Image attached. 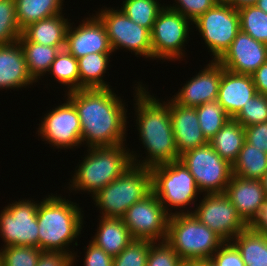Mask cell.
I'll return each mask as SVG.
<instances>
[{
	"label": "cell",
	"mask_w": 267,
	"mask_h": 266,
	"mask_svg": "<svg viewBox=\"0 0 267 266\" xmlns=\"http://www.w3.org/2000/svg\"><path fill=\"white\" fill-rule=\"evenodd\" d=\"M80 119L82 146H116L126 142L127 105L112 88L66 92Z\"/></svg>",
	"instance_id": "1"
},
{
	"label": "cell",
	"mask_w": 267,
	"mask_h": 266,
	"mask_svg": "<svg viewBox=\"0 0 267 266\" xmlns=\"http://www.w3.org/2000/svg\"><path fill=\"white\" fill-rule=\"evenodd\" d=\"M135 85L134 126H137L135 129L139 132V142L141 141L142 148L147 152L146 157L140 160L136 151L131 150L132 163L151 169L179 160L169 112V99L160 101V98L149 93L148 87H144L140 80Z\"/></svg>",
	"instance_id": "2"
},
{
	"label": "cell",
	"mask_w": 267,
	"mask_h": 266,
	"mask_svg": "<svg viewBox=\"0 0 267 266\" xmlns=\"http://www.w3.org/2000/svg\"><path fill=\"white\" fill-rule=\"evenodd\" d=\"M82 213L79 204L64 198L63 195L57 196V193H51L43 197L42 201H38L39 249L72 255L74 266L79 256L77 252L73 253L69 246L72 242H75V246L78 245L77 240L85 223Z\"/></svg>",
	"instance_id": "3"
},
{
	"label": "cell",
	"mask_w": 267,
	"mask_h": 266,
	"mask_svg": "<svg viewBox=\"0 0 267 266\" xmlns=\"http://www.w3.org/2000/svg\"><path fill=\"white\" fill-rule=\"evenodd\" d=\"M126 148L125 143L87 148L83 160H79L80 164L75 166L74 174L69 179L67 188L70 193L88 192L87 194L93 197L121 176L133 164L130 149Z\"/></svg>",
	"instance_id": "4"
},
{
	"label": "cell",
	"mask_w": 267,
	"mask_h": 266,
	"mask_svg": "<svg viewBox=\"0 0 267 266\" xmlns=\"http://www.w3.org/2000/svg\"><path fill=\"white\" fill-rule=\"evenodd\" d=\"M166 242L183 262H199L211 259L225 241L194 214L185 213L170 216Z\"/></svg>",
	"instance_id": "5"
},
{
	"label": "cell",
	"mask_w": 267,
	"mask_h": 266,
	"mask_svg": "<svg viewBox=\"0 0 267 266\" xmlns=\"http://www.w3.org/2000/svg\"><path fill=\"white\" fill-rule=\"evenodd\" d=\"M152 192L150 168L132 164L116 180L102 188L93 197L94 205L100 210L99 216L122 218L135 202Z\"/></svg>",
	"instance_id": "6"
},
{
	"label": "cell",
	"mask_w": 267,
	"mask_h": 266,
	"mask_svg": "<svg viewBox=\"0 0 267 266\" xmlns=\"http://www.w3.org/2000/svg\"><path fill=\"white\" fill-rule=\"evenodd\" d=\"M150 170L152 175V192L159 199L165 211L170 216L192 213L193 208L191 207H195L198 200L197 197L202 193L186 166L177 160L153 167ZM173 209L176 211H173Z\"/></svg>",
	"instance_id": "7"
},
{
	"label": "cell",
	"mask_w": 267,
	"mask_h": 266,
	"mask_svg": "<svg viewBox=\"0 0 267 266\" xmlns=\"http://www.w3.org/2000/svg\"><path fill=\"white\" fill-rule=\"evenodd\" d=\"M179 161L189 170L203 194L225 193L233 176L232 165L222 159L209 143L183 152Z\"/></svg>",
	"instance_id": "8"
},
{
	"label": "cell",
	"mask_w": 267,
	"mask_h": 266,
	"mask_svg": "<svg viewBox=\"0 0 267 266\" xmlns=\"http://www.w3.org/2000/svg\"><path fill=\"white\" fill-rule=\"evenodd\" d=\"M163 4L165 6L159 12L151 31L152 60L175 62L186 56L185 44L190 40V26L193 23Z\"/></svg>",
	"instance_id": "9"
},
{
	"label": "cell",
	"mask_w": 267,
	"mask_h": 266,
	"mask_svg": "<svg viewBox=\"0 0 267 266\" xmlns=\"http://www.w3.org/2000/svg\"><path fill=\"white\" fill-rule=\"evenodd\" d=\"M196 31L202 36L205 46L217 61L230 47L240 31L237 9L220 0L193 22Z\"/></svg>",
	"instance_id": "10"
},
{
	"label": "cell",
	"mask_w": 267,
	"mask_h": 266,
	"mask_svg": "<svg viewBox=\"0 0 267 266\" xmlns=\"http://www.w3.org/2000/svg\"><path fill=\"white\" fill-rule=\"evenodd\" d=\"M95 15L104 24L112 51L126 49L137 57L152 60L151 31L142 27L123 13L121 9L104 7Z\"/></svg>",
	"instance_id": "11"
},
{
	"label": "cell",
	"mask_w": 267,
	"mask_h": 266,
	"mask_svg": "<svg viewBox=\"0 0 267 266\" xmlns=\"http://www.w3.org/2000/svg\"><path fill=\"white\" fill-rule=\"evenodd\" d=\"M0 212V238L7 246L39 248L38 201L23 199L9 203Z\"/></svg>",
	"instance_id": "12"
},
{
	"label": "cell",
	"mask_w": 267,
	"mask_h": 266,
	"mask_svg": "<svg viewBox=\"0 0 267 266\" xmlns=\"http://www.w3.org/2000/svg\"><path fill=\"white\" fill-rule=\"evenodd\" d=\"M169 218L153 192L135 202L122 217L133 239L153 242L166 241Z\"/></svg>",
	"instance_id": "13"
},
{
	"label": "cell",
	"mask_w": 267,
	"mask_h": 266,
	"mask_svg": "<svg viewBox=\"0 0 267 266\" xmlns=\"http://www.w3.org/2000/svg\"><path fill=\"white\" fill-rule=\"evenodd\" d=\"M37 128L38 136L53 149H71L82 146V133L78 112L67 99L44 114ZM52 145V146H51ZM55 147V148H54Z\"/></svg>",
	"instance_id": "14"
},
{
	"label": "cell",
	"mask_w": 267,
	"mask_h": 266,
	"mask_svg": "<svg viewBox=\"0 0 267 266\" xmlns=\"http://www.w3.org/2000/svg\"><path fill=\"white\" fill-rule=\"evenodd\" d=\"M195 207L192 214L225 242L232 241L249 227L224 193L203 194V198Z\"/></svg>",
	"instance_id": "15"
},
{
	"label": "cell",
	"mask_w": 267,
	"mask_h": 266,
	"mask_svg": "<svg viewBox=\"0 0 267 266\" xmlns=\"http://www.w3.org/2000/svg\"><path fill=\"white\" fill-rule=\"evenodd\" d=\"M81 22L76 27L70 22L67 29L65 49L71 55L78 59L92 53H113L105 26L95 14Z\"/></svg>",
	"instance_id": "16"
},
{
	"label": "cell",
	"mask_w": 267,
	"mask_h": 266,
	"mask_svg": "<svg viewBox=\"0 0 267 266\" xmlns=\"http://www.w3.org/2000/svg\"><path fill=\"white\" fill-rule=\"evenodd\" d=\"M217 62L230 72L252 75L267 62V45L240 30Z\"/></svg>",
	"instance_id": "17"
},
{
	"label": "cell",
	"mask_w": 267,
	"mask_h": 266,
	"mask_svg": "<svg viewBox=\"0 0 267 266\" xmlns=\"http://www.w3.org/2000/svg\"><path fill=\"white\" fill-rule=\"evenodd\" d=\"M205 66L183 83V87L171 97L176 103L185 107H196L217 100L224 68L213 60Z\"/></svg>",
	"instance_id": "18"
},
{
	"label": "cell",
	"mask_w": 267,
	"mask_h": 266,
	"mask_svg": "<svg viewBox=\"0 0 267 266\" xmlns=\"http://www.w3.org/2000/svg\"><path fill=\"white\" fill-rule=\"evenodd\" d=\"M169 112L178 154L209 143L200 128L195 107H185L169 99Z\"/></svg>",
	"instance_id": "19"
},
{
	"label": "cell",
	"mask_w": 267,
	"mask_h": 266,
	"mask_svg": "<svg viewBox=\"0 0 267 266\" xmlns=\"http://www.w3.org/2000/svg\"><path fill=\"white\" fill-rule=\"evenodd\" d=\"M237 208L240 217L250 225L266 201V194L259 179L232 176L224 193Z\"/></svg>",
	"instance_id": "20"
},
{
	"label": "cell",
	"mask_w": 267,
	"mask_h": 266,
	"mask_svg": "<svg viewBox=\"0 0 267 266\" xmlns=\"http://www.w3.org/2000/svg\"><path fill=\"white\" fill-rule=\"evenodd\" d=\"M256 94L258 93L252 75L223 70L217 101L231 118Z\"/></svg>",
	"instance_id": "21"
},
{
	"label": "cell",
	"mask_w": 267,
	"mask_h": 266,
	"mask_svg": "<svg viewBox=\"0 0 267 266\" xmlns=\"http://www.w3.org/2000/svg\"><path fill=\"white\" fill-rule=\"evenodd\" d=\"M36 83L27 70L20 43L0 45V89L29 88ZM27 86V87H26Z\"/></svg>",
	"instance_id": "22"
},
{
	"label": "cell",
	"mask_w": 267,
	"mask_h": 266,
	"mask_svg": "<svg viewBox=\"0 0 267 266\" xmlns=\"http://www.w3.org/2000/svg\"><path fill=\"white\" fill-rule=\"evenodd\" d=\"M61 13L50 18L29 24L22 30V35L30 42L65 49L66 33L70 20Z\"/></svg>",
	"instance_id": "23"
},
{
	"label": "cell",
	"mask_w": 267,
	"mask_h": 266,
	"mask_svg": "<svg viewBox=\"0 0 267 266\" xmlns=\"http://www.w3.org/2000/svg\"><path fill=\"white\" fill-rule=\"evenodd\" d=\"M98 217L100 218H98L97 232L90 242L115 257L134 239L122 218Z\"/></svg>",
	"instance_id": "24"
},
{
	"label": "cell",
	"mask_w": 267,
	"mask_h": 266,
	"mask_svg": "<svg viewBox=\"0 0 267 266\" xmlns=\"http://www.w3.org/2000/svg\"><path fill=\"white\" fill-rule=\"evenodd\" d=\"M245 141V127L235 119L228 122L209 140L211 147L231 165L238 157Z\"/></svg>",
	"instance_id": "25"
},
{
	"label": "cell",
	"mask_w": 267,
	"mask_h": 266,
	"mask_svg": "<svg viewBox=\"0 0 267 266\" xmlns=\"http://www.w3.org/2000/svg\"><path fill=\"white\" fill-rule=\"evenodd\" d=\"M18 42L25 56L28 73L35 82H38L49 72L51 64L60 52V49L30 42L22 34Z\"/></svg>",
	"instance_id": "26"
},
{
	"label": "cell",
	"mask_w": 267,
	"mask_h": 266,
	"mask_svg": "<svg viewBox=\"0 0 267 266\" xmlns=\"http://www.w3.org/2000/svg\"><path fill=\"white\" fill-rule=\"evenodd\" d=\"M112 55V53H92L77 59L80 89L112 87L104 80Z\"/></svg>",
	"instance_id": "27"
},
{
	"label": "cell",
	"mask_w": 267,
	"mask_h": 266,
	"mask_svg": "<svg viewBox=\"0 0 267 266\" xmlns=\"http://www.w3.org/2000/svg\"><path fill=\"white\" fill-rule=\"evenodd\" d=\"M64 0H15L16 18L23 30L29 24L63 13Z\"/></svg>",
	"instance_id": "28"
},
{
	"label": "cell",
	"mask_w": 267,
	"mask_h": 266,
	"mask_svg": "<svg viewBox=\"0 0 267 266\" xmlns=\"http://www.w3.org/2000/svg\"><path fill=\"white\" fill-rule=\"evenodd\" d=\"M239 250L245 266H267V236L249 227L232 241Z\"/></svg>",
	"instance_id": "29"
},
{
	"label": "cell",
	"mask_w": 267,
	"mask_h": 266,
	"mask_svg": "<svg viewBox=\"0 0 267 266\" xmlns=\"http://www.w3.org/2000/svg\"><path fill=\"white\" fill-rule=\"evenodd\" d=\"M232 170L234 176L261 180L267 172V153L244 141Z\"/></svg>",
	"instance_id": "30"
},
{
	"label": "cell",
	"mask_w": 267,
	"mask_h": 266,
	"mask_svg": "<svg viewBox=\"0 0 267 266\" xmlns=\"http://www.w3.org/2000/svg\"><path fill=\"white\" fill-rule=\"evenodd\" d=\"M60 86H66L65 92L80 90V77L77 59L66 49L60 50L52 62L49 73Z\"/></svg>",
	"instance_id": "31"
},
{
	"label": "cell",
	"mask_w": 267,
	"mask_h": 266,
	"mask_svg": "<svg viewBox=\"0 0 267 266\" xmlns=\"http://www.w3.org/2000/svg\"><path fill=\"white\" fill-rule=\"evenodd\" d=\"M120 9L134 23L152 31L154 22L164 5L159 0H124Z\"/></svg>",
	"instance_id": "32"
},
{
	"label": "cell",
	"mask_w": 267,
	"mask_h": 266,
	"mask_svg": "<svg viewBox=\"0 0 267 266\" xmlns=\"http://www.w3.org/2000/svg\"><path fill=\"white\" fill-rule=\"evenodd\" d=\"M240 30L267 45V14L256 5L237 9Z\"/></svg>",
	"instance_id": "33"
},
{
	"label": "cell",
	"mask_w": 267,
	"mask_h": 266,
	"mask_svg": "<svg viewBox=\"0 0 267 266\" xmlns=\"http://www.w3.org/2000/svg\"><path fill=\"white\" fill-rule=\"evenodd\" d=\"M195 108L200 128L208 141L231 119L217 100Z\"/></svg>",
	"instance_id": "34"
},
{
	"label": "cell",
	"mask_w": 267,
	"mask_h": 266,
	"mask_svg": "<svg viewBox=\"0 0 267 266\" xmlns=\"http://www.w3.org/2000/svg\"><path fill=\"white\" fill-rule=\"evenodd\" d=\"M22 34L16 18L15 0H0V45L17 42Z\"/></svg>",
	"instance_id": "35"
},
{
	"label": "cell",
	"mask_w": 267,
	"mask_h": 266,
	"mask_svg": "<svg viewBox=\"0 0 267 266\" xmlns=\"http://www.w3.org/2000/svg\"><path fill=\"white\" fill-rule=\"evenodd\" d=\"M42 250L30 246L0 247L3 266H36Z\"/></svg>",
	"instance_id": "36"
},
{
	"label": "cell",
	"mask_w": 267,
	"mask_h": 266,
	"mask_svg": "<svg viewBox=\"0 0 267 266\" xmlns=\"http://www.w3.org/2000/svg\"><path fill=\"white\" fill-rule=\"evenodd\" d=\"M150 240H132L128 246L113 259V266H146Z\"/></svg>",
	"instance_id": "37"
},
{
	"label": "cell",
	"mask_w": 267,
	"mask_h": 266,
	"mask_svg": "<svg viewBox=\"0 0 267 266\" xmlns=\"http://www.w3.org/2000/svg\"><path fill=\"white\" fill-rule=\"evenodd\" d=\"M244 127L267 121V96L256 94L245 104L242 109L233 117Z\"/></svg>",
	"instance_id": "38"
},
{
	"label": "cell",
	"mask_w": 267,
	"mask_h": 266,
	"mask_svg": "<svg viewBox=\"0 0 267 266\" xmlns=\"http://www.w3.org/2000/svg\"><path fill=\"white\" fill-rule=\"evenodd\" d=\"M183 260L166 242H153L150 245L146 266H181Z\"/></svg>",
	"instance_id": "39"
},
{
	"label": "cell",
	"mask_w": 267,
	"mask_h": 266,
	"mask_svg": "<svg viewBox=\"0 0 267 266\" xmlns=\"http://www.w3.org/2000/svg\"><path fill=\"white\" fill-rule=\"evenodd\" d=\"M220 0H174L167 6L186 17L192 23L207 10L213 8ZM175 4V5H174Z\"/></svg>",
	"instance_id": "40"
},
{
	"label": "cell",
	"mask_w": 267,
	"mask_h": 266,
	"mask_svg": "<svg viewBox=\"0 0 267 266\" xmlns=\"http://www.w3.org/2000/svg\"><path fill=\"white\" fill-rule=\"evenodd\" d=\"M211 260L216 266H245L239 250L231 241L224 242Z\"/></svg>",
	"instance_id": "41"
},
{
	"label": "cell",
	"mask_w": 267,
	"mask_h": 266,
	"mask_svg": "<svg viewBox=\"0 0 267 266\" xmlns=\"http://www.w3.org/2000/svg\"><path fill=\"white\" fill-rule=\"evenodd\" d=\"M84 250L86 251L83 259L84 266H113L114 257L90 241L88 246L84 247Z\"/></svg>",
	"instance_id": "42"
},
{
	"label": "cell",
	"mask_w": 267,
	"mask_h": 266,
	"mask_svg": "<svg viewBox=\"0 0 267 266\" xmlns=\"http://www.w3.org/2000/svg\"><path fill=\"white\" fill-rule=\"evenodd\" d=\"M245 141L267 153V121L245 127Z\"/></svg>",
	"instance_id": "43"
},
{
	"label": "cell",
	"mask_w": 267,
	"mask_h": 266,
	"mask_svg": "<svg viewBox=\"0 0 267 266\" xmlns=\"http://www.w3.org/2000/svg\"><path fill=\"white\" fill-rule=\"evenodd\" d=\"M36 266H73V256L62 252L42 251Z\"/></svg>",
	"instance_id": "44"
},
{
	"label": "cell",
	"mask_w": 267,
	"mask_h": 266,
	"mask_svg": "<svg viewBox=\"0 0 267 266\" xmlns=\"http://www.w3.org/2000/svg\"><path fill=\"white\" fill-rule=\"evenodd\" d=\"M257 93L267 96V62L263 63L253 74Z\"/></svg>",
	"instance_id": "45"
},
{
	"label": "cell",
	"mask_w": 267,
	"mask_h": 266,
	"mask_svg": "<svg viewBox=\"0 0 267 266\" xmlns=\"http://www.w3.org/2000/svg\"><path fill=\"white\" fill-rule=\"evenodd\" d=\"M249 228L257 233L267 236V199L261 206L258 215L249 225Z\"/></svg>",
	"instance_id": "46"
},
{
	"label": "cell",
	"mask_w": 267,
	"mask_h": 266,
	"mask_svg": "<svg viewBox=\"0 0 267 266\" xmlns=\"http://www.w3.org/2000/svg\"><path fill=\"white\" fill-rule=\"evenodd\" d=\"M222 1L234 7L235 9H239L247 5H255L258 0H222Z\"/></svg>",
	"instance_id": "47"
},
{
	"label": "cell",
	"mask_w": 267,
	"mask_h": 266,
	"mask_svg": "<svg viewBox=\"0 0 267 266\" xmlns=\"http://www.w3.org/2000/svg\"><path fill=\"white\" fill-rule=\"evenodd\" d=\"M255 5L267 14V0H258Z\"/></svg>",
	"instance_id": "48"
},
{
	"label": "cell",
	"mask_w": 267,
	"mask_h": 266,
	"mask_svg": "<svg viewBox=\"0 0 267 266\" xmlns=\"http://www.w3.org/2000/svg\"><path fill=\"white\" fill-rule=\"evenodd\" d=\"M181 266H203V261L199 262H183Z\"/></svg>",
	"instance_id": "49"
},
{
	"label": "cell",
	"mask_w": 267,
	"mask_h": 266,
	"mask_svg": "<svg viewBox=\"0 0 267 266\" xmlns=\"http://www.w3.org/2000/svg\"><path fill=\"white\" fill-rule=\"evenodd\" d=\"M265 194H266V198H267V172L264 174V176L261 179Z\"/></svg>",
	"instance_id": "50"
},
{
	"label": "cell",
	"mask_w": 267,
	"mask_h": 266,
	"mask_svg": "<svg viewBox=\"0 0 267 266\" xmlns=\"http://www.w3.org/2000/svg\"><path fill=\"white\" fill-rule=\"evenodd\" d=\"M203 266H216V265L211 259H207L203 261Z\"/></svg>",
	"instance_id": "51"
}]
</instances>
